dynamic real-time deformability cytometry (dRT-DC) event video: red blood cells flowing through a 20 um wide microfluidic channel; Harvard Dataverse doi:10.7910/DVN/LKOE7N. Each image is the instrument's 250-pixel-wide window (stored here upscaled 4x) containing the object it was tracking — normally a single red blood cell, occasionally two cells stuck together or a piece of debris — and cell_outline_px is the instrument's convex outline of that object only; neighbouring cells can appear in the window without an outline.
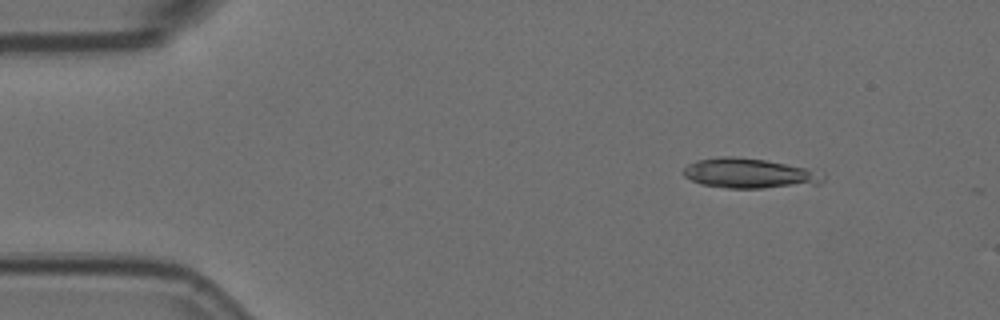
{"species": "Egyptian fruit bat (a non-hibernating species)", "species_latin": "Rousettus aegyptiacus", "temperature_condition": "room temperature", "stored_images_in_passage": 6, "camera_frame_rate_fps": 3000, "um_per_image_px": 0.085, "animal": {"sex": "female"}, "frame": {"image": 1, "passage_image": 2, "time_ms": 0.333, "image_size_px": [1000, 320], "cell_outline_px": [[824, 180], [820, 184], [764, 188], [728, 188], [700, 184], [684, 176], [680, 172], [688, 164], [696, 160], [720, 156], [732, 156], [764, 160], [824, 172]], "centroid_in_image_um": [63.66, 14.74], "position_along_channel_um": 21.3, "area_um2": 24.39}}